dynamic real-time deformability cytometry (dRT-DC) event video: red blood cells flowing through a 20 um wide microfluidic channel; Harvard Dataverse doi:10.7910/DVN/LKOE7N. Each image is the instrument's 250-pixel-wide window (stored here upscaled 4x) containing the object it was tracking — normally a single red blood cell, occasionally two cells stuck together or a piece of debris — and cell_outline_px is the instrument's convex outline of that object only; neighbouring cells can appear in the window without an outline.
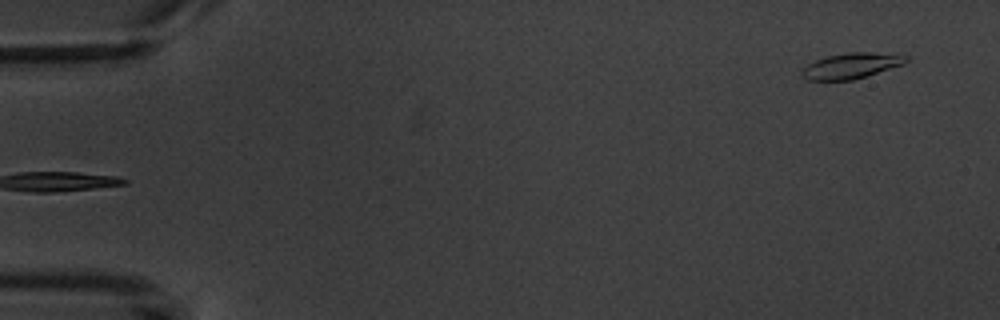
{"species": "common noctule bat (a hibernating species)", "species_latin": "Nyctalus noctula", "temperature_condition": "warm", "stored_images_in_passage": 6, "segment_of_instrument_passage": [2, 2], "camera_frame_rate_fps": 3000, "um_per_image_px": 0.085, "animal": {"sex": "male", "body_mass_g": 20.1, "forearm_length_mm": 53.5}, "frame": {"image": 1, "passage_image": 6, "time_ms": 5.667, "image_size_px": [1000, 320], "cell_outline_px": [[908, 60], [904, 64], [852, 80], [808, 80], [800, 76], [800, 72], [808, 64], [816, 60], [828, 56], [848, 52], [900, 52], [908, 56]], "centroid_in_image_um": [72.42, 5.56], "position_along_channel_um": 12.6, "area_um2": 15.78}}